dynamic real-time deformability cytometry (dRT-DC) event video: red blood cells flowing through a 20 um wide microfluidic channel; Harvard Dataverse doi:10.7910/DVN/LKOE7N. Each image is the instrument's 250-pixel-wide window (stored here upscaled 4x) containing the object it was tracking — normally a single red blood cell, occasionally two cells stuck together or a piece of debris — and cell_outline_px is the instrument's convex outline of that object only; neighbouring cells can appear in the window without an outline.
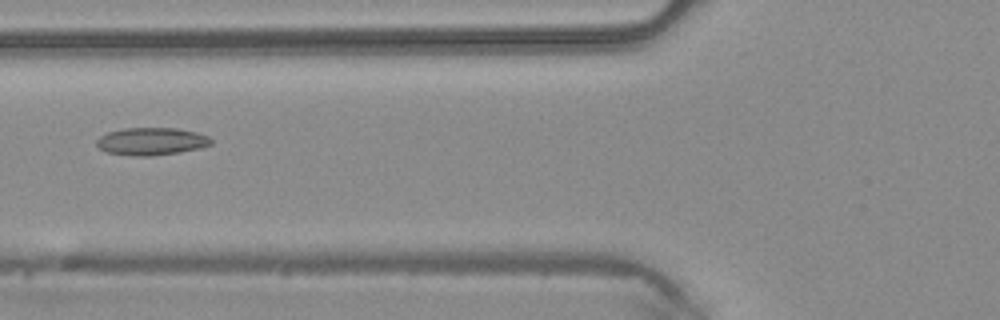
{"species": "common noctule bat (a hibernating species)", "species_latin": "Nyctalus noctula", "temperature_condition": "warm", "stored_images_in_passage": 46, "camera_frame_rate_fps": 3000, "um_per_image_px": 0.085, "animal": {"sex": "male", "body_mass_g": 20.4}, "frame": {"image": 1, "passage_image": 18, "time_ms": 5.667, "image_size_px": [1000, 320], "cell_outline_px": [[212, 144], [200, 148], [180, 152], [152, 156], [132, 156], [108, 152], [100, 148], [96, 144], [96, 140], [100, 136], [108, 132], [124, 128], [176, 128], [196, 132], [208, 136], [212, 140]], "centroid_in_image_um": [12.88, 12.02], "position_along_channel_um": 112.9, "area_um2": 18.38}}
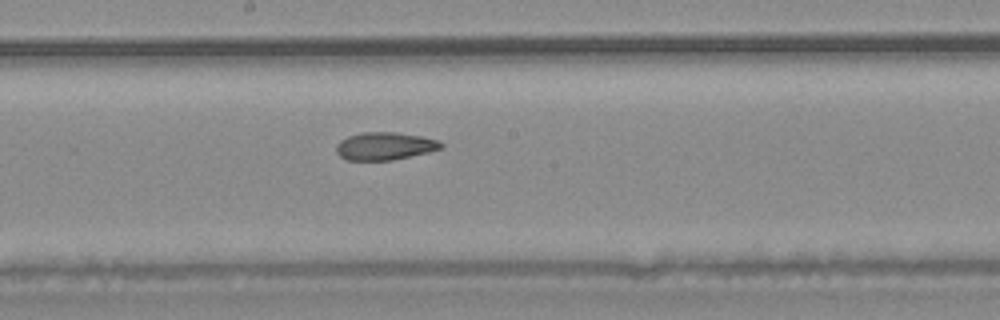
{"frame": {"image": 2, "passage_image": 25, "time_ms": 8.0, "image_size_px": [1000, 320], "cell_outline_px": [[444, 148], [428, 152], [392, 160], [344, 160], [336, 152], [336, 144], [340, 140], [348, 136], [364, 132], [396, 132], [420, 136], [440, 140], [444, 144]], "centroid_in_image_um": [32.71, 12.41], "position_along_channel_um": 215.5, "area_um2": 17.05}}
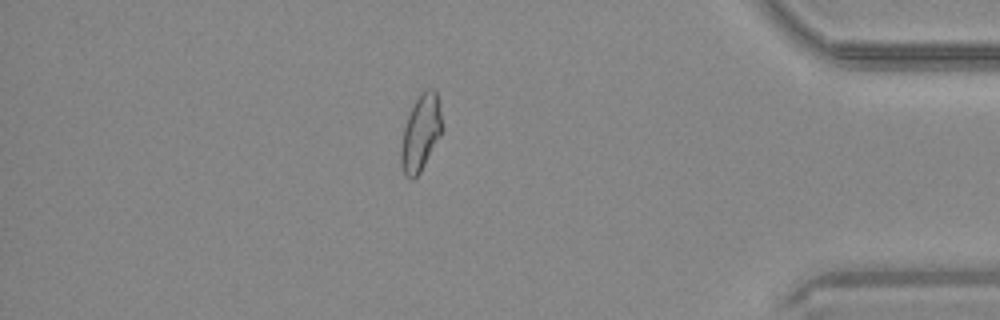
{"frame": {"image": 3, "passage_image": 40, "time_ms": 13.0, "image_size_px": [1000, 320], "cell_outline_px": [[444, 128], [440, 136], [420, 172], [412, 180], [404, 176], [400, 164], [400, 148], [404, 128], [408, 116], [416, 100], [428, 88], [436, 88], [440, 104]], "centroid_in_image_um": [35.78, 11.31], "position_along_channel_um": 399.4, "area_um2": 18.32}}